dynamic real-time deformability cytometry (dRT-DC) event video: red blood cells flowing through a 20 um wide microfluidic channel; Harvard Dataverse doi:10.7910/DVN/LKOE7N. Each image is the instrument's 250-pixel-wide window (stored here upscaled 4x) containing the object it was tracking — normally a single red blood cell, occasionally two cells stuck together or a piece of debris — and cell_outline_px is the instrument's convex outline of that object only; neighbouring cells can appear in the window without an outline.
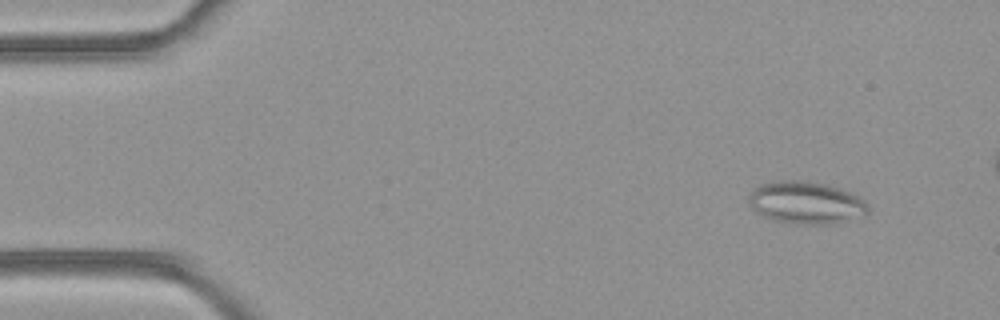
{"species": "common noctule bat (a hibernating species)", "species_latin": "Nyctalus noctula", "temperature_condition": "room temperature", "stored_images_in_passage": 48, "camera_frame_rate_fps": 3000, "um_per_image_px": 0.085, "animal": {"sex": "female", "body_mass_g": 21.9}, "frame": {"image": 1, "passage_image": 1, "time_ms": 0.0, "image_size_px": [1000, 320], "cell_outline_px": [[868, 212], [828, 224], [796, 224], [772, 220], [756, 212], [748, 204], [748, 196], [752, 188], [760, 184], [772, 180], [808, 180], [828, 184], [840, 188], [860, 196], [868, 204]], "centroid_in_image_um": [68.43, 17.18], "position_along_channel_um": 16.6, "area_um2": 29.65}}
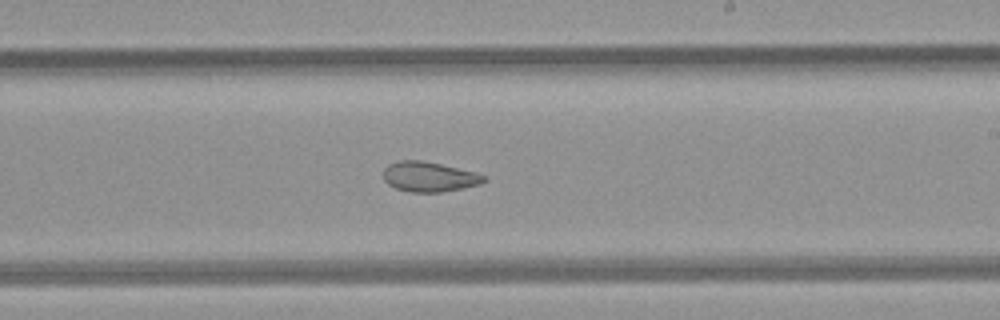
{"frame": {"image": 2, "passage_image": 26, "time_ms": 8.333, "image_size_px": [1000, 320], "cell_outline_px": [[488, 180], [480, 184], [440, 192], [408, 192], [396, 188], [388, 184], [384, 180], [384, 168], [388, 164], [400, 160], [420, 160], [440, 164], [476, 172], [488, 176]], "centroid_in_image_um": [36.49, 15.02], "position_along_channel_um": 252.5, "area_um2": 17.57}}
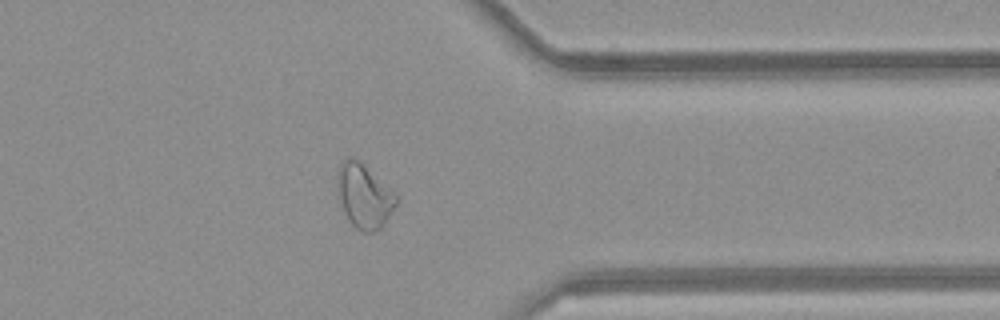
{"frame": {"image": 3, "passage_image": 36, "time_ms": 11.667, "image_size_px": [1000, 320], "cell_outline_px": [[396, 204], [384, 224], [376, 232], [364, 232], [356, 228], [348, 220], [344, 212], [340, 200], [336, 184], [336, 176], [340, 164], [344, 160], [352, 156], [360, 160], [396, 196]], "centroid_in_image_um": [30.9, 16.66], "position_along_channel_um": 380.5, "area_um2": 21.68}, "authors_computed_cell_mechanics": {"area_um2": 23.5535, "velocity_mm_per_s": 4.1157, "shape_relaxation_time_tau1_ms": null, "shape_relaxation_time_tau2_ms": 2.492, "deformation_change_tau1": null, "deformation_change_tau2": 0.1016}}